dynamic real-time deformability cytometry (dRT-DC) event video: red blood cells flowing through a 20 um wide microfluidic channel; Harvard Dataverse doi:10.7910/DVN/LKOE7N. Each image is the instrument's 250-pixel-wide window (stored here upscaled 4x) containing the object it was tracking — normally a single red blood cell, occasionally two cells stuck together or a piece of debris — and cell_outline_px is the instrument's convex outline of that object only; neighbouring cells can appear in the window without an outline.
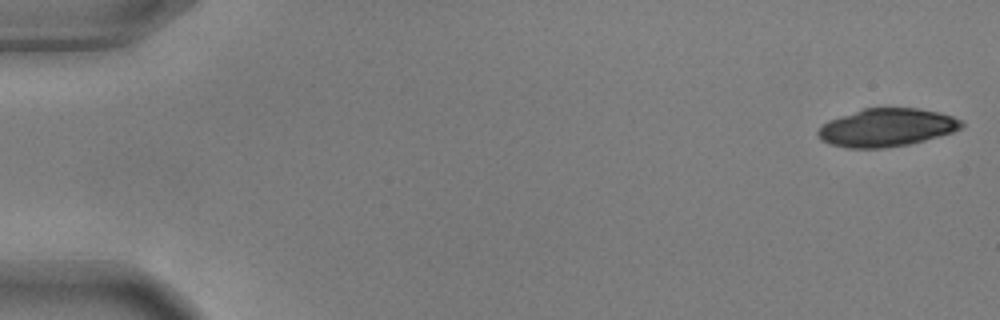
{"species": "common noctule bat (a hibernating species)", "species_latin": "Nyctalus noctula", "temperature_condition": "warm", "stored_images_in_passage": 54, "camera_frame_rate_fps": 3000, "um_per_image_px": 0.085, "animal": {"sex": "male", "body_mass_g": 17.9, "forearm_length_mm": 54.2}, "frame": {"image": 1, "passage_image": 1, "time_ms": 0.0, "image_size_px": [1000, 320], "cell_outline_px": [[964, 124], [960, 128], [952, 132], [924, 140], [908, 144], [884, 148], [848, 148], [828, 144], [820, 140], [816, 132], [828, 120], [864, 108], [916, 108], [936, 112], [952, 116], [960, 120]], "centroid_in_image_um": [75.31, 10.85], "position_along_channel_um": 9.7, "area_um2": 31.56}}